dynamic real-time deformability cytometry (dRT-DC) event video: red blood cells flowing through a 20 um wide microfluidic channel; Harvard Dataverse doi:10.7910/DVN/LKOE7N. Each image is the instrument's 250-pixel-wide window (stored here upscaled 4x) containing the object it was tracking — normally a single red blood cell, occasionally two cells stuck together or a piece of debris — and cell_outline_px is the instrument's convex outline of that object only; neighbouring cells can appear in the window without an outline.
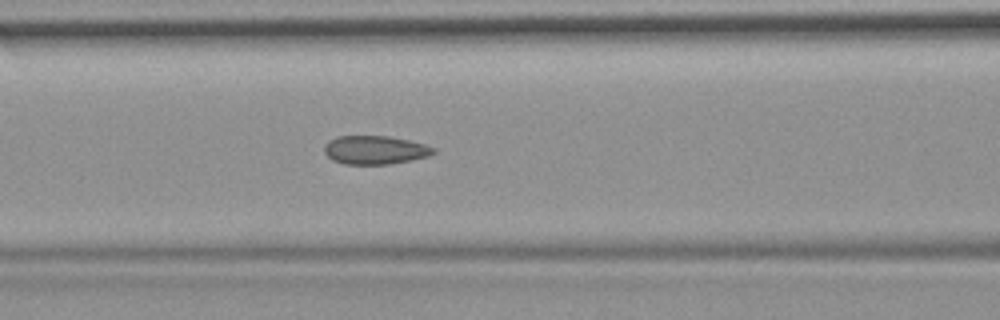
{"species": "common noctule bat (a hibernating species)", "species_latin": "Nyctalus noctula", "temperature_condition": "room temperature", "stored_images_in_passage": 37, "camera_frame_rate_fps": 3000, "um_per_image_px": 0.085, "animal": {"sex": "female", "body_mass_g": 19.9}, "frame": {"image": 1, "passage_image": 6, "time_ms": 1.667, "image_size_px": [1000, 320], "cell_outline_px": [[436, 152], [428, 156], [412, 160], [388, 164], [344, 164], [332, 160], [324, 152], [324, 148], [328, 140], [336, 136], [388, 136], [408, 140], [424, 144], [436, 148]], "centroid_in_image_um": [31.87, 12.74], "position_along_channel_um": 134.7, "area_um2": 18.21}}
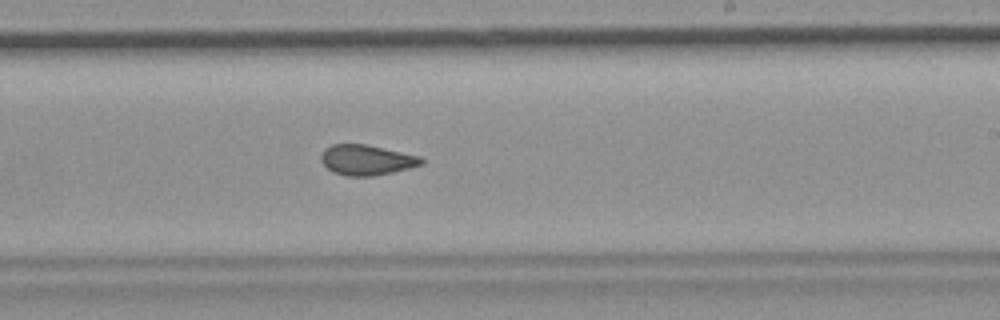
{"frame": {"image": 2, "passage_image": 16, "time_ms": 5.0, "image_size_px": [1000, 320], "cell_outline_px": [[424, 164], [392, 172], [372, 176], [344, 176], [332, 172], [320, 160], [320, 156], [324, 148], [332, 144], [368, 144], [420, 156], [424, 160]], "centroid_in_image_um": [31.14, 13.59], "position_along_channel_um": 257.9, "area_um2": 17.86}}